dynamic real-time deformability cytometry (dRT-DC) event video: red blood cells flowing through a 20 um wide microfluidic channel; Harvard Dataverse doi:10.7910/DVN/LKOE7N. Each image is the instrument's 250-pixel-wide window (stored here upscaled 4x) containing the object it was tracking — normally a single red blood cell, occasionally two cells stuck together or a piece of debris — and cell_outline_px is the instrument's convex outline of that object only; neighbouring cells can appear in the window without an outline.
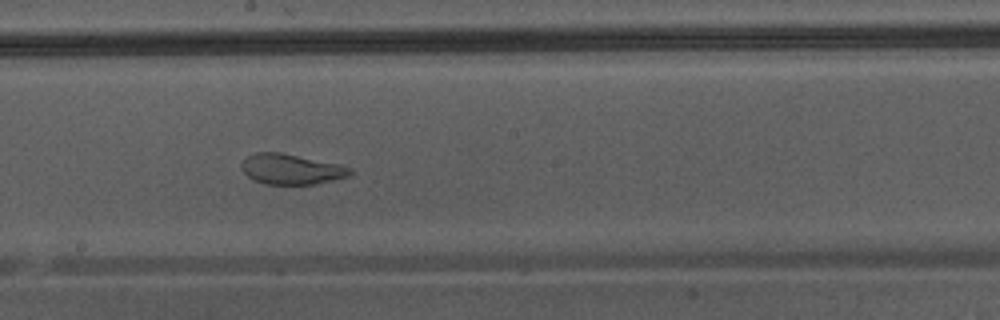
{"species": "Egyptian fruit bat (a non-hibernating species)", "species_latin": "Rousettus aegyptiacus", "temperature_condition": "warm", "stored_images_in_passage": 49, "camera_frame_rate_fps": 3000, "um_per_image_px": 0.085, "animal": {"sex": "male"}, "frame": {"image": 1, "passage_image": 28, "time_ms": 9.0, "image_size_px": [1000, 320], "cell_outline_px": [[352, 172], [348, 176], [316, 184], [264, 184], [248, 176], [240, 168], [240, 164], [248, 156], [256, 152], [280, 152], [340, 164], [352, 168]], "centroid_in_image_um": [24.75, 14.37], "position_along_channel_um": 223.4, "area_um2": 19.13}}
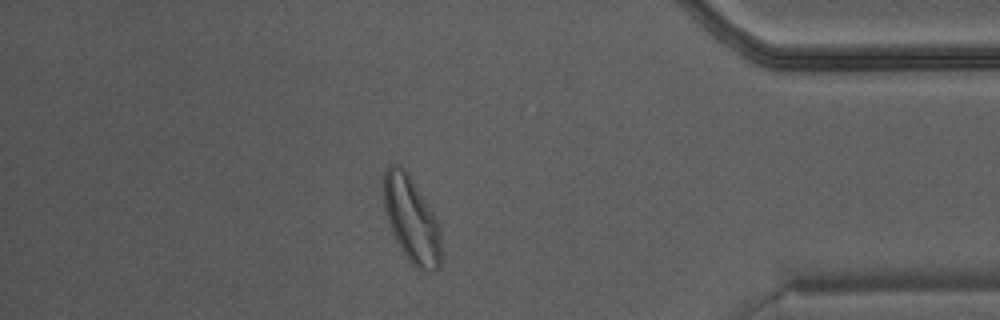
{"frame": {"image": 2, "passage_image": 42, "time_ms": 13.667, "image_size_px": [1000, 320], "cell_outline_px": [[440, 268], [432, 272], [420, 272], [404, 256], [392, 232], [384, 208], [384, 172], [388, 164], [396, 164], [404, 168], [412, 180], [440, 224]], "centroid_in_image_um": [34.98, 18.72], "position_along_channel_um": 400.2, "area_um2": 28.73}}